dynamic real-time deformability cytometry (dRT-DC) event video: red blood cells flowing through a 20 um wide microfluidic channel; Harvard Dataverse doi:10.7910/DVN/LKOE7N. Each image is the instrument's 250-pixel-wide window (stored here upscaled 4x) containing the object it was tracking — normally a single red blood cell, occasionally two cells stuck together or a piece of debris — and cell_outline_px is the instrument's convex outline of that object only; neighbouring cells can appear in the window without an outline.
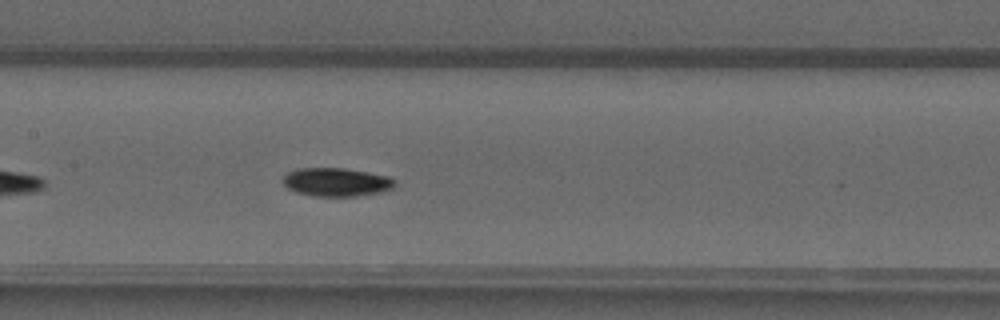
{"species": "common noctule bat (a hibernating species)", "species_latin": "Nyctalus noctula", "temperature_condition": "warm", "stored_images_in_passage": 35, "camera_frame_rate_fps": 3000, "um_per_image_px": 0.085, "animal": {"sex": "male", "forearm_length_mm": 52.5}, "frame": {"image": 1, "passage_image": 12, "time_ms": 3.667, "image_size_px": [1000, 320], "cell_outline_px": [[396, 184], [392, 188], [384, 192], [356, 196], [312, 196], [296, 192], [288, 188], [284, 184], [284, 176], [288, 172], [296, 168], [344, 168], [368, 172], [388, 176], [396, 180]], "centroid_in_image_um": [28.62, 15.48], "position_along_channel_um": 178.8, "area_um2": 18.67}}
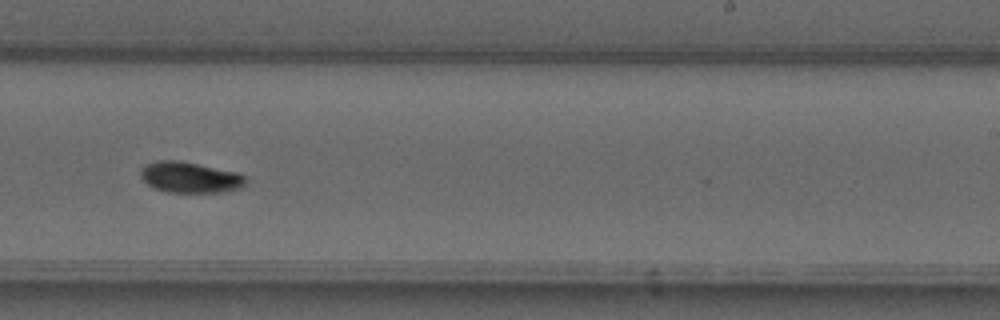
{"frame": {"image": 2, "passage_image": 19, "time_ms": 6.0, "image_size_px": [1000, 320], "cell_outline_px": [[244, 184], [240, 188], [228, 192], [168, 192], [156, 188], [148, 184], [140, 176], [140, 168], [144, 164], [156, 160], [180, 160], [236, 172], [244, 176]], "centroid_in_image_um": [16.11, 15.06], "position_along_channel_um": 272.9, "area_um2": 18.9}}
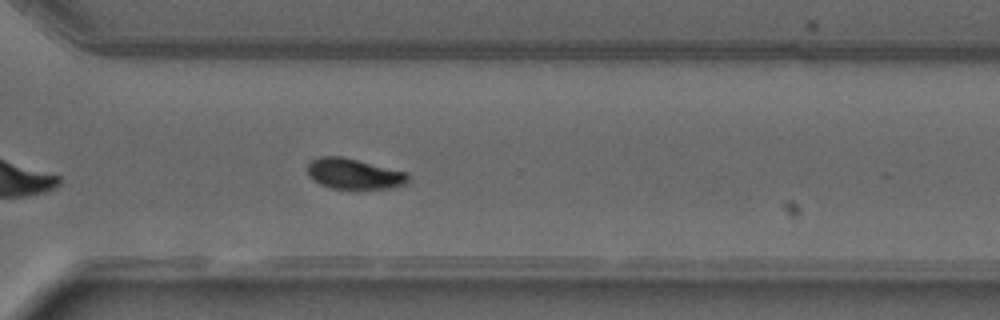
{"frame": {"image": 3, "passage_image": 24, "time_ms": 7.667, "image_size_px": [1000, 320], "cell_outline_px": [[408, 180], [404, 184], [392, 188], [332, 188], [320, 184], [312, 180], [308, 176], [308, 164], [312, 160], [320, 156], [340, 156], [408, 172]], "centroid_in_image_um": [30.07, 14.77], "position_along_channel_um": 340.5, "area_um2": 17.74}, "authors_computed_cell_mechanics": {"area_um2": 18.3226, "velocity_mm_per_s": 4.0459, "shape_relaxation_time_tau1_ms": 4.6064, "shape_relaxation_time_tau2_ms": null, "deformation_change_tau1": 0.1462, "deformation_change_tau2": null}}